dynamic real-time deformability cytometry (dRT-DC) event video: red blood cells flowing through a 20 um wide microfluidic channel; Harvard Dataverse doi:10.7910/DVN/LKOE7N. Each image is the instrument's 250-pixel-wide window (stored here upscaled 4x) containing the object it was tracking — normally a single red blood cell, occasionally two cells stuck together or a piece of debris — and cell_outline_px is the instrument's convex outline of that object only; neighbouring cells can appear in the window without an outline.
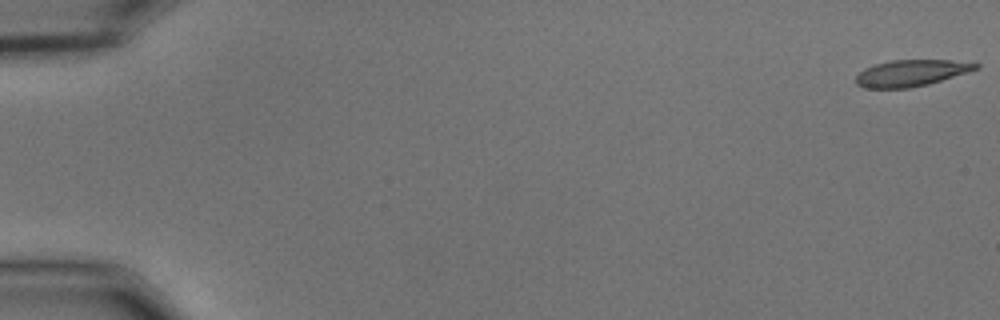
{"species": "common noctule bat (a hibernating species)", "species_latin": "Nyctalus noctula", "temperature_condition": "cold", "stored_images_in_passage": 16, "camera_frame_rate_fps": 3000, "um_per_image_px": 0.085, "animal": {"sex": "male", "body_mass_g": 15.6}, "frame": {"image": 1, "passage_image": 1, "time_ms": 0.0, "image_size_px": [1000, 320], "cell_outline_px": [[980, 68], [928, 84], [908, 88], [864, 88], [856, 84], [856, 76], [864, 68], [876, 64], [892, 60], [948, 60], [980, 64]], "centroid_in_image_um": [77.42, 6.21], "position_along_channel_um": 7.6, "area_um2": 18.26}}
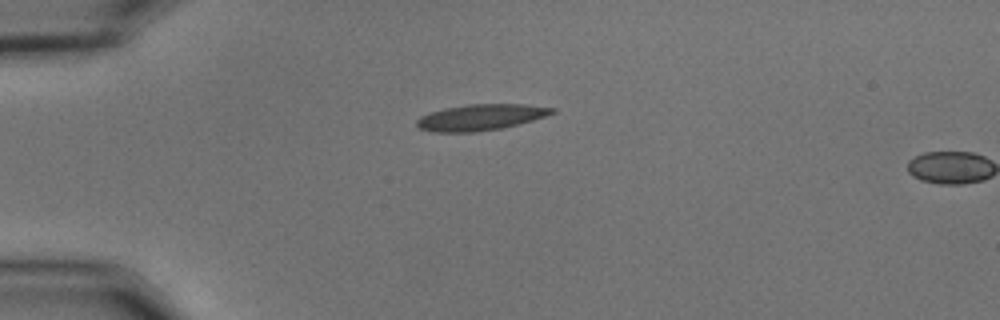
{"frame": {"image": 2, "passage_image": 15, "time_ms": 4.667, "image_size_px": [1000, 320], "cell_outline_px": [[556, 112], [532, 120], [500, 128], [472, 132], [432, 132], [420, 128], [416, 124], [416, 120], [420, 116], [444, 108], [468, 104], [524, 104], [556, 108]], "centroid_in_image_um": [40.83, 9.96], "position_along_channel_um": 44.2, "area_um2": 20.35}}